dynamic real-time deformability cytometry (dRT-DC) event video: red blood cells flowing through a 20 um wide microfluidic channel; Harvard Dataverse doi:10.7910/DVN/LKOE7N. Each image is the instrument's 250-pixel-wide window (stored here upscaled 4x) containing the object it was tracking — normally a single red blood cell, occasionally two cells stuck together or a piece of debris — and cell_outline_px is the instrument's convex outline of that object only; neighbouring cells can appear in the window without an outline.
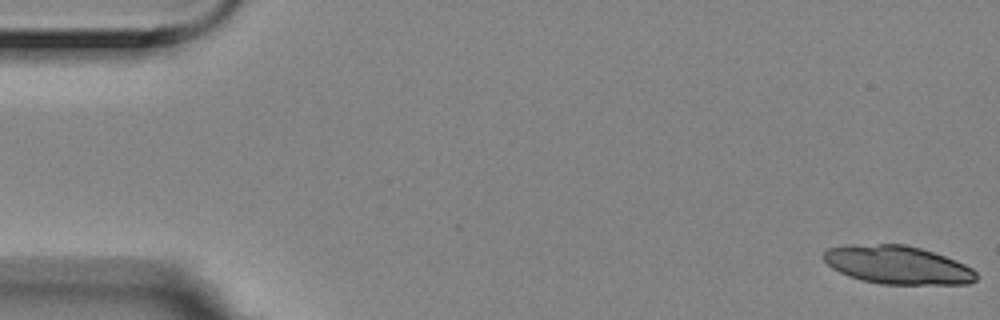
{"species": "Egyptian fruit bat (a non-hibernating species)", "species_latin": "Rousettus aegyptiacus", "temperature_condition": "room temperature", "stored_images_in_passage": 5, "camera_frame_rate_fps": 3000, "um_per_image_px": 0.085, "animal": {"sex": "female"}, "frame": {"image": 1, "passage_image": 1, "time_ms": 0.0, "image_size_px": [1000, 320], "cell_outline_px": [[976, 280], [968, 284], [880, 284], [860, 280], [848, 276], [832, 268], [820, 256], [828, 248], [852, 244], [904, 244], [920, 248], [956, 260], [972, 268], [976, 272]], "centroid_in_image_um": [76.26, 22.52], "position_along_channel_um": 8.7, "area_um2": 34.16}}